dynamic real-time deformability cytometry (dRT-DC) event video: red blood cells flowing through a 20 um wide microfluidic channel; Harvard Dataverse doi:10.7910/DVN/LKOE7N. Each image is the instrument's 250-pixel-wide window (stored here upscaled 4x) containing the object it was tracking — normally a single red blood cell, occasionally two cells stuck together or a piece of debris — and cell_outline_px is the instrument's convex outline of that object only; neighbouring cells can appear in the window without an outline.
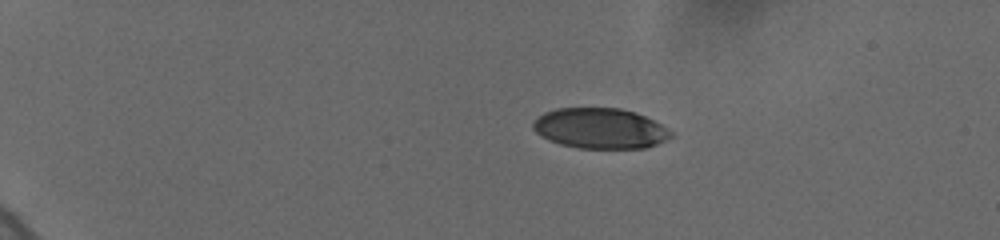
{"species": "human", "species_latin": "Homo sapiens", "temperature_condition": "cold", "stored_images_in_passage": 10, "camera_frame_rate_fps": 3000, "um_per_image_px": 0.085, "donor": {"sex": "female"}, "frame": {"image": 1, "passage_image": 3, "time_ms": 1.667, "image_size_px": [1000, 240], "cell_outline_px": [[672, 136], [656, 144], [644, 148], [580, 148], [560, 144], [548, 140], [540, 136], [532, 128], [532, 124], [544, 112], [556, 108], [620, 108], [636, 112], [660, 124], [672, 132]], "centroid_in_image_um": [50.98, 10.91], "position_along_channel_um": 34.0, "area_um2": 32.31}}
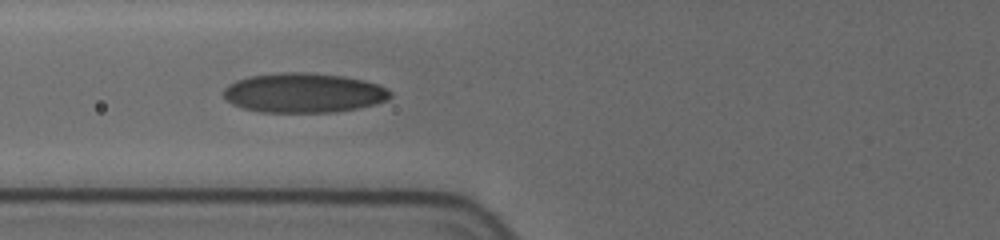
{"frame": {"image": 2, "passage_image": 9, "time_ms": 6.0, "image_size_px": [1000, 240], "cell_outline_px": [[392, 96], [388, 100], [376, 104], [336, 112], [260, 112], [240, 108], [232, 104], [224, 96], [224, 88], [228, 84], [236, 80], [248, 76], [284, 72], [304, 72], [344, 76], [364, 80], [376, 84], [392, 92]], "centroid_in_image_um": [25.79, 7.89], "position_along_channel_um": 100.0, "area_um2": 38.61}}
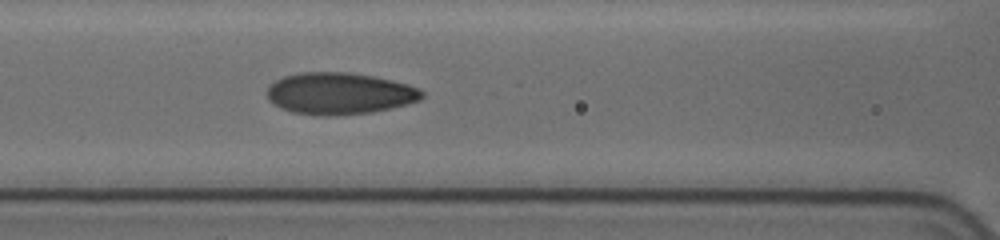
{"frame": {"image": 3, "passage_image": 10, "time_ms": 7.0, "image_size_px": [1000, 240], "cell_outline_px": [[424, 96], [420, 100], [408, 104], [372, 112], [336, 116], [320, 116], [292, 112], [280, 108], [272, 104], [268, 100], [268, 88], [276, 80], [284, 76], [300, 72], [348, 72], [372, 76], [392, 80], [408, 84], [420, 88], [424, 92]], "centroid_in_image_um": [28.87, 7.95], "position_along_channel_um": 137.7, "area_um2": 37.97}}